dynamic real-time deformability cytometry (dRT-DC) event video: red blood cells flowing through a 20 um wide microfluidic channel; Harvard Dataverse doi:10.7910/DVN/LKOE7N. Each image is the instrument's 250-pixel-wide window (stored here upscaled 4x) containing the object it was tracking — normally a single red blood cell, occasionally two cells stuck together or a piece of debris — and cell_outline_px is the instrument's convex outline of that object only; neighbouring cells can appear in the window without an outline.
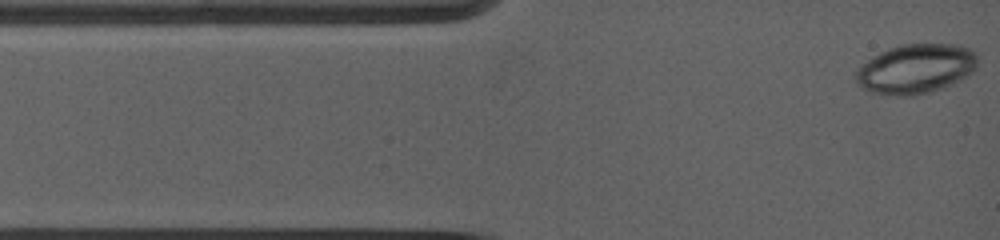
{"species": "common noctule bat (a hibernating species)", "species_latin": "Nyctalus noctula", "temperature_condition": "warm", "stored_images_in_passage": 3, "camera_frame_rate_fps": 5000, "um_per_image_px": 0.085, "animal": {"sex": "female", "body_mass_g": 19.0, "forearm_length_mm": 53.3}, "frame": {"image": 1, "passage_image": 1, "time_ms": 0.0, "image_size_px": [1000, 240], "cell_outline_px": [[976, 68], [972, 72], [960, 80], [944, 88], [932, 92], [912, 96], [896, 96], [868, 92], [856, 84], [856, 72], [860, 64], [880, 52], [888, 48], [900, 44], [960, 44], [968, 48], [976, 56]], "centroid_in_image_um": [77.8, 5.86], "position_along_channel_um": 7.2, "area_um2": 35.49}}